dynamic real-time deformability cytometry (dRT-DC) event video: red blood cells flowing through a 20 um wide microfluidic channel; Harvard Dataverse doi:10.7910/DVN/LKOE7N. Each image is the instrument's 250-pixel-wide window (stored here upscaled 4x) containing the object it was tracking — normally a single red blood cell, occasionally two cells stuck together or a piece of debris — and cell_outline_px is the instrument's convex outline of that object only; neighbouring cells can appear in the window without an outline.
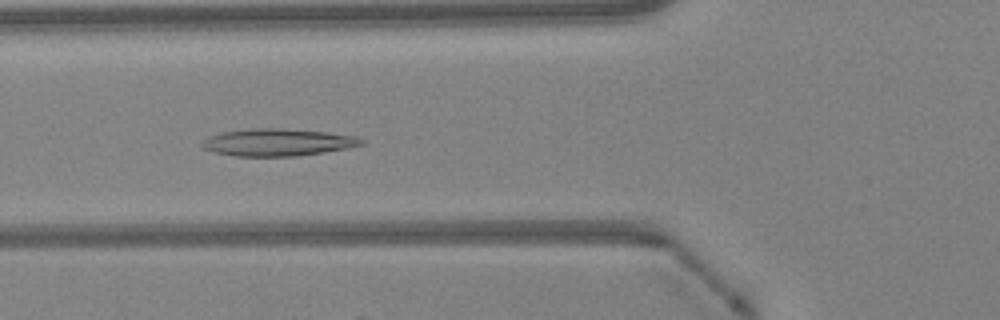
{"species": "Egyptian fruit bat (a non-hibernating species)", "species_latin": "Rousettus aegyptiacus", "temperature_condition": "warm", "stored_images_in_passage": 49, "camera_frame_rate_fps": 3000, "um_per_image_px": 0.085, "animal": {"sex": "female"}, "frame": {"image": 1, "passage_image": 18, "time_ms": 5.667, "image_size_px": [1000, 320], "cell_outline_px": [[364, 144], [348, 148], [324, 152], [296, 156], [236, 156], [212, 152], [204, 148], [200, 144], [208, 136], [220, 132], [252, 128], [280, 128], [324, 132], [356, 136], [364, 140]], "centroid_in_image_um": [23.57, 12.1], "position_along_channel_um": 102.2, "area_um2": 25.32}}
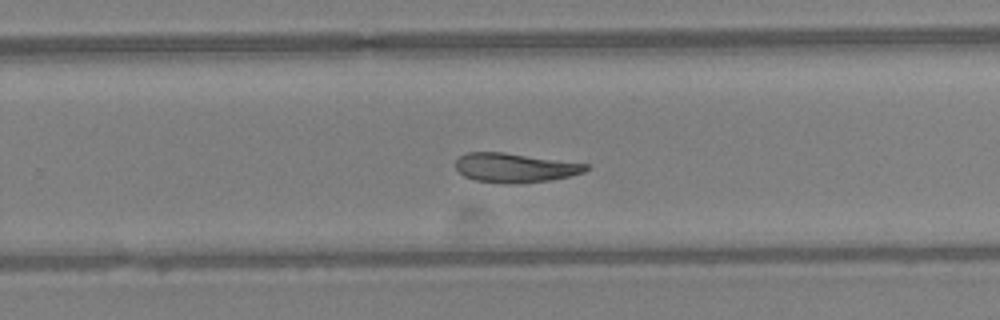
{"frame": {"image": 2, "passage_image": 31, "time_ms": 10.0, "image_size_px": [1000, 320], "cell_outline_px": [[588, 168], [584, 172], [568, 176], [548, 180], [512, 184], [508, 184], [476, 180], [464, 176], [456, 168], [456, 160], [460, 156], [468, 152], [504, 152], [588, 164]], "centroid_in_image_um": [43.74, 14.25], "position_along_channel_um": 286.1, "area_um2": 21.96}}
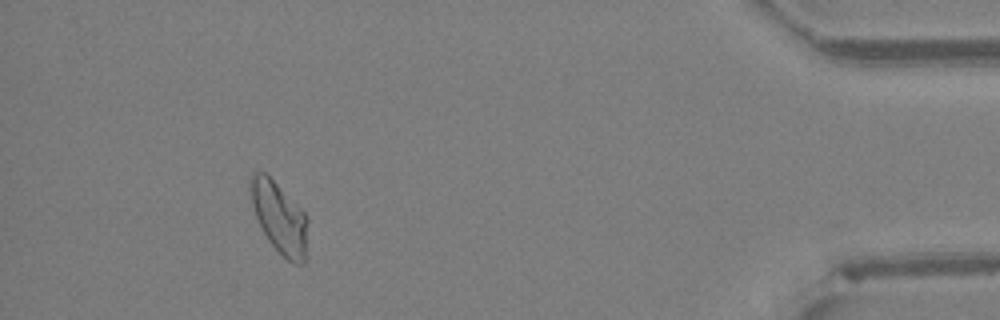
{"frame": {"image": 3, "passage_image": 44, "time_ms": 14.333, "image_size_px": [1000, 320], "cell_outline_px": [[308, 256], [304, 264], [292, 264], [268, 240], [256, 216], [252, 204], [252, 172], [264, 172], [308, 216]], "centroid_in_image_um": [23.84, 18.6], "position_along_channel_um": 411.4, "area_um2": 23.35}}